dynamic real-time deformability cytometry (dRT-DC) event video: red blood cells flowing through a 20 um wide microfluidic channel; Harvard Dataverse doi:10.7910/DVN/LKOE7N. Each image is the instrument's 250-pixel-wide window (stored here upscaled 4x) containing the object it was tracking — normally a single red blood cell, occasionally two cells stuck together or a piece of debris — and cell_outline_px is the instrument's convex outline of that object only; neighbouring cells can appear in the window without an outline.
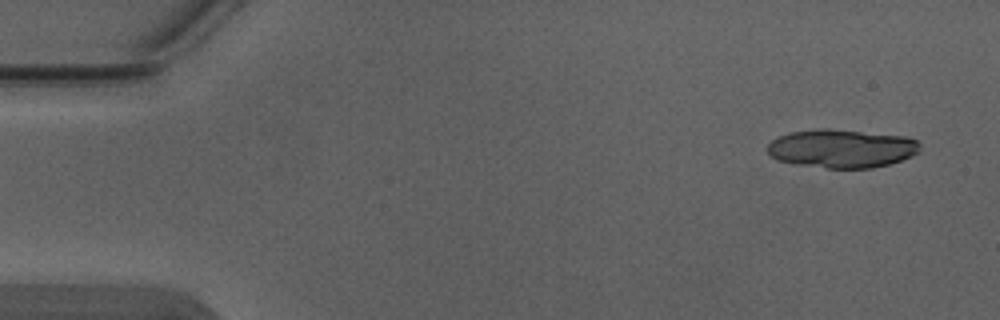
{"species": "Egyptian fruit bat (a non-hibernating species)", "species_latin": "Rousettus aegyptiacus", "temperature_condition": "warm", "stored_images_in_passage": 2, "camera_frame_rate_fps": 3000, "um_per_image_px": 0.085, "animal": {"sex": "male"}, "frame": {"image": 1, "passage_image": 2, "time_ms": 0.333, "image_size_px": [1000, 320], "cell_outline_px": [[920, 152], [912, 156], [888, 164], [872, 168], [828, 168], [796, 164], [780, 160], [772, 156], [768, 152], [768, 144], [776, 136], [788, 132], [816, 128], [828, 128], [908, 136], [916, 140], [920, 144]], "centroid_in_image_um": [71.55, 12.6], "position_along_channel_um": 13.4, "area_um2": 34.45}}